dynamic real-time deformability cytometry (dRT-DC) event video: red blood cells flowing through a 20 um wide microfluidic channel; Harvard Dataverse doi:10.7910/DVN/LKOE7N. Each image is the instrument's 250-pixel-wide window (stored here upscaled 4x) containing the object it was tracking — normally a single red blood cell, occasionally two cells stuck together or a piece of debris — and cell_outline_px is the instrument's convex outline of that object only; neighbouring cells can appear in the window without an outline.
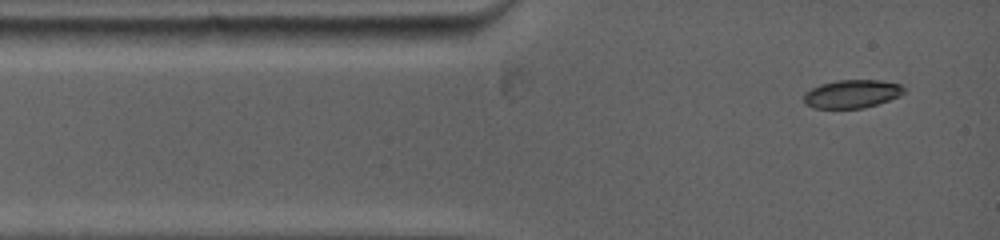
{"species": "common noctule bat (a hibernating species)", "species_latin": "Nyctalus noctula", "temperature_condition": "warm", "stored_images_in_passage": 4, "camera_frame_rate_fps": 5000, "um_per_image_px": 0.085, "animal": {"sex": "female", "body_mass_g": 19.0, "forearm_length_mm": 53.3}, "frame": {"image": 1, "passage_image": 1, "time_ms": 0.0, "image_size_px": [1000, 240], "cell_outline_px": [[904, 92], [900, 96], [864, 108], [812, 108], [804, 104], [804, 92], [820, 84], [836, 80], [880, 80], [900, 84], [904, 88]], "centroid_in_image_um": [72.38, 7.98], "position_along_channel_um": 12.6, "area_um2": 16.53}}
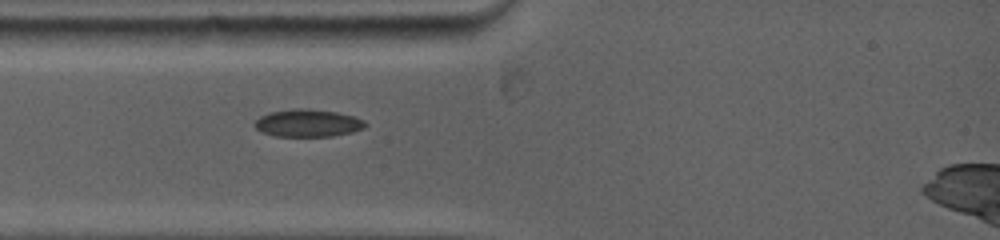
{"frame": {"image": 2, "passage_image": 4, "time_ms": 2.0, "image_size_px": [1000, 240], "cell_outline_px": [[368, 124], [364, 128], [352, 132], [332, 136], [276, 136], [264, 132], [256, 128], [252, 124], [260, 116], [272, 112], [292, 108], [308, 108], [336, 112], [352, 116], [364, 120]], "centroid_in_image_um": [26.18, 10.45], "position_along_channel_um": 58.8, "area_um2": 17.69}}